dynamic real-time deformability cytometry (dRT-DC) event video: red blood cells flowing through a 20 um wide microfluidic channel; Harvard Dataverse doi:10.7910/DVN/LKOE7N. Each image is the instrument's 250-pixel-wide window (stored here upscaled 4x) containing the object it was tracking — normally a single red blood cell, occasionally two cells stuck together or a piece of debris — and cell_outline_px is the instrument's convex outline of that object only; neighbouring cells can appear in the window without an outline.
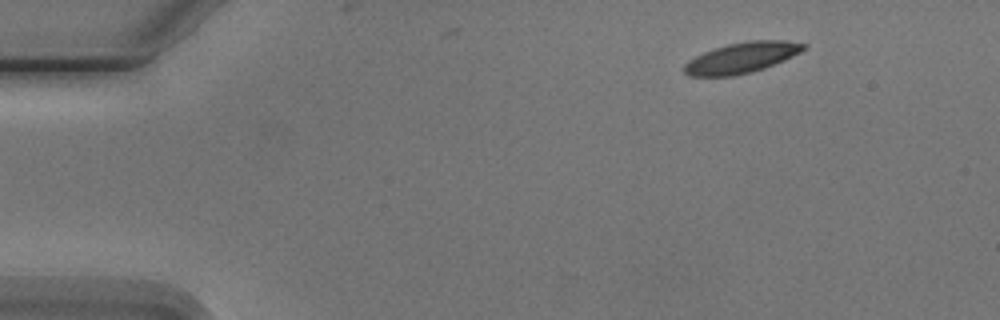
{"species": "Egyptian fruit bat (a non-hibernating species)", "species_latin": "Rousettus aegyptiacus", "temperature_condition": "cold", "stored_images_in_passage": 3, "camera_frame_rate_fps": 3000, "um_per_image_px": 0.085, "animal": {"sex": "male"}, "frame": {"image": 1, "passage_image": 1, "time_ms": 0.0, "image_size_px": [1000, 320], "cell_outline_px": [[808, 44], [800, 52], [784, 60], [764, 68], [752, 72], [732, 76], [688, 76], [684, 72], [684, 64], [688, 60], [712, 48], [728, 44], [748, 40], [784, 40]], "centroid_in_image_um": [63.02, 4.9], "position_along_channel_um": 22.0, "area_um2": 21.33}}
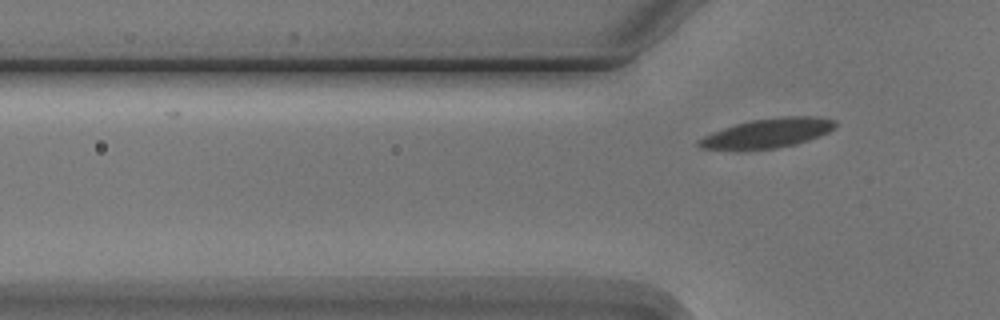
{"frame": {"image": 2, "passage_image": 3, "time_ms": 3.333, "image_size_px": [1000, 320], "cell_outline_px": [[836, 124], [828, 132], [820, 136], [796, 144], [776, 148], [700, 148], [696, 144], [696, 140], [712, 132], [736, 124], [752, 120], [780, 116], [816, 116], [836, 120]], "centroid_in_image_um": [65.28, 11.29], "position_along_channel_um": 60.5, "area_um2": 22.89}}